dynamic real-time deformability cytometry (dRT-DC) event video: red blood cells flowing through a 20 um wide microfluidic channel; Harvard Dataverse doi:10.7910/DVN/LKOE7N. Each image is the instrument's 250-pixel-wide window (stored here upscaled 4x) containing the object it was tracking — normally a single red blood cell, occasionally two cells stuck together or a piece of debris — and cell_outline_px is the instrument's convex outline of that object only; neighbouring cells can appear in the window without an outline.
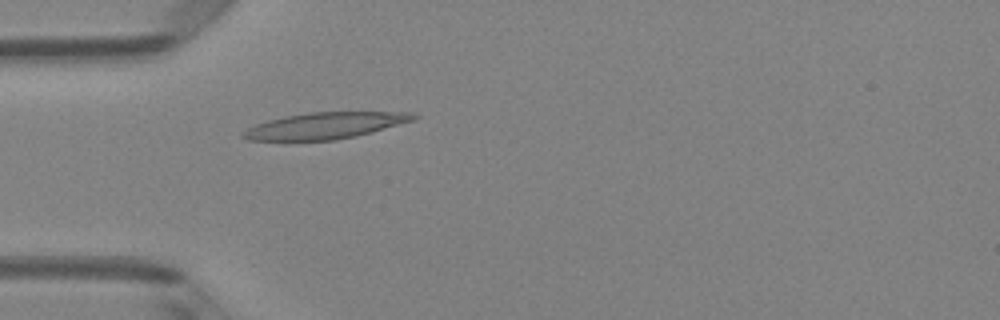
{"species": "Egyptian fruit bat (a non-hibernating species)", "species_latin": "Rousettus aegyptiacus", "temperature_condition": "room temperature", "stored_images_in_passage": 4, "camera_frame_rate_fps": 3000, "um_per_image_px": 0.085, "animal": {"sex": "female"}, "frame": {"image": 1, "passage_image": 4, "time_ms": 1.0, "image_size_px": [1000, 320], "cell_outline_px": [[420, 116], [416, 120], [372, 132], [356, 136], [336, 140], [248, 140], [240, 136], [240, 132], [256, 124], [268, 120], [284, 116], [308, 112], [408, 112]], "centroid_in_image_um": [27.64, 10.67], "position_along_channel_um": 57.4, "area_um2": 26.3}}